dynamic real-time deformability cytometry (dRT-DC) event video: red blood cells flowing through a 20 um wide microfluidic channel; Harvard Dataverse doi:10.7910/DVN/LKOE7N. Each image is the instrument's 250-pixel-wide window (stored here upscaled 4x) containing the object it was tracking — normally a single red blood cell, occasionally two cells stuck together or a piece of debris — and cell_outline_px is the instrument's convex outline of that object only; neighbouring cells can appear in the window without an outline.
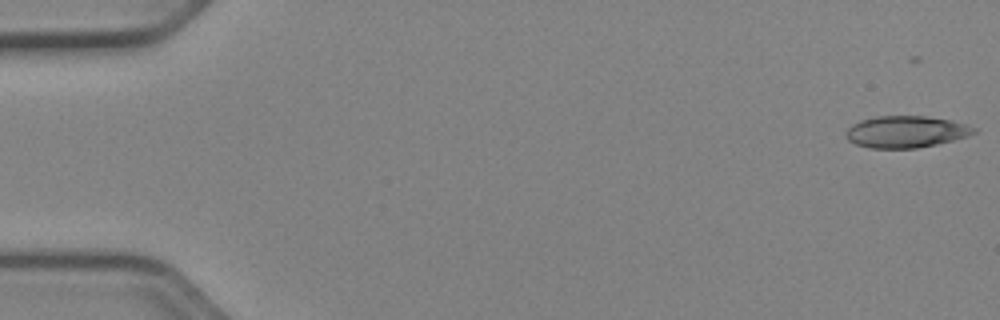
{"species": "Egyptian fruit bat (a non-hibernating species)", "species_latin": "Rousettus aegyptiacus", "temperature_condition": "cold", "stored_images_in_passage": 42, "camera_frame_rate_fps": 3000, "um_per_image_px": 0.085, "animal": {"sex": "female"}, "frame": {"image": 1, "passage_image": 2, "time_ms": 0.333, "image_size_px": [1000, 320], "cell_outline_px": [[976, 132], [968, 136], [936, 144], [916, 148], [868, 148], [856, 144], [848, 140], [844, 136], [844, 132], [852, 124], [860, 120], [876, 116], [924, 116], [952, 120], [976, 128]], "centroid_in_image_um": [76.96, 11.2], "position_along_channel_um": 8.0, "area_um2": 23.7}}
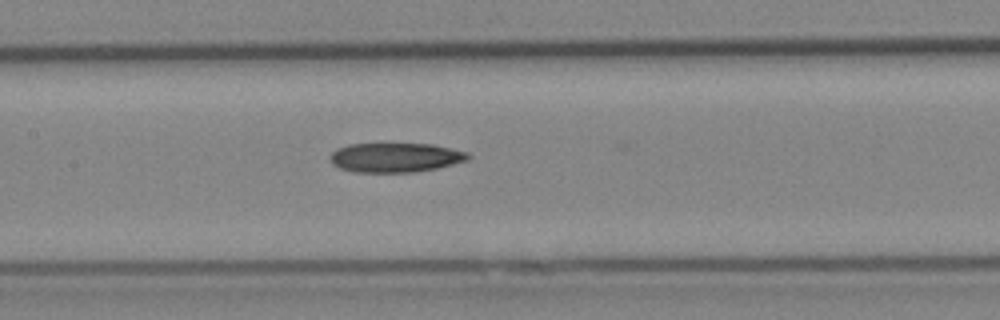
{"frame": {"image": 2, "passage_image": 26, "time_ms": 8.333, "image_size_px": [1000, 320], "cell_outline_px": [[472, 156], [468, 160], [436, 168], [412, 172], [356, 172], [340, 168], [332, 164], [332, 152], [336, 148], [348, 144], [432, 144], [452, 148], [468, 152]], "centroid_in_image_um": [33.63, 13.38], "position_along_channel_um": 173.8, "area_um2": 23.52}}
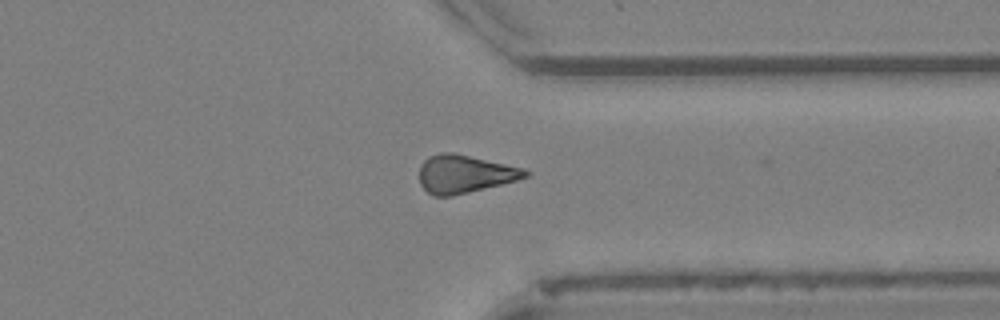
{"frame": {"image": 3, "passage_image": 41, "time_ms": 13.333, "image_size_px": [1000, 320], "cell_outline_px": [[532, 176], [452, 196], [432, 196], [420, 184], [420, 164], [428, 156], [440, 152], [452, 152], [524, 168], [532, 172]], "centroid_in_image_um": [39.5, 14.78], "position_along_channel_um": 371.9, "area_um2": 23.47}}